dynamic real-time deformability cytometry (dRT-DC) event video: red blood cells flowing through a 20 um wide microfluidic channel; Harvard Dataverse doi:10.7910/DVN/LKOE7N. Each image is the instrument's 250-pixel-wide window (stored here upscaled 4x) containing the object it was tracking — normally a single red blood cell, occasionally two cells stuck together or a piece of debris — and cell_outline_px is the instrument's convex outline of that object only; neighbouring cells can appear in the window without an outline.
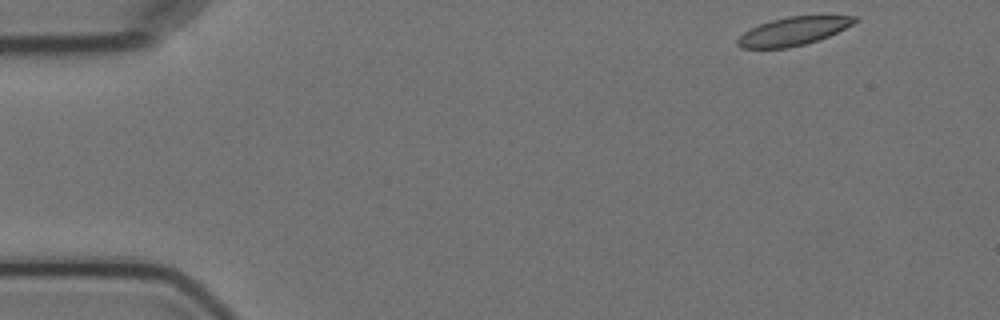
{"species": "Egyptian fruit bat (a non-hibernating species)", "species_latin": "Rousettus aegyptiacus", "temperature_condition": "cold", "stored_images_in_passage": 3, "camera_frame_rate_fps": 3000, "um_per_image_px": 0.085, "animal": {"sex": "female"}, "frame": {"image": 1, "passage_image": 1, "time_ms": 0.0, "image_size_px": [1000, 320], "cell_outline_px": [[860, 20], [828, 36], [804, 44], [788, 48], [740, 48], [736, 44], [736, 40], [744, 32], [760, 24], [772, 20], [788, 16], [860, 16]], "centroid_in_image_um": [67.42, 2.65], "position_along_channel_um": 17.6, "area_um2": 19.07}}